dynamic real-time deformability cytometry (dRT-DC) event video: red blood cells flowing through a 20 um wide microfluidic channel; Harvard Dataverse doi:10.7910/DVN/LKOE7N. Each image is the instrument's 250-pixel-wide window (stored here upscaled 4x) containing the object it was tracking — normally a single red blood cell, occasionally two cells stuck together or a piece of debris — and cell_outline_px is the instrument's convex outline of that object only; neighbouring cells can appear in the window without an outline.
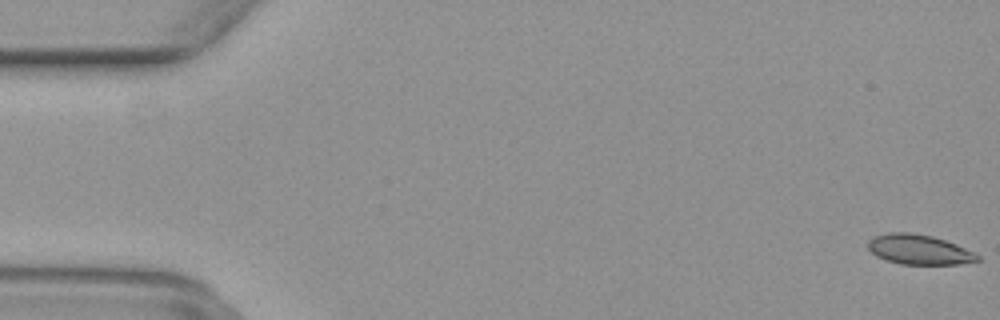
{"species": "common noctule bat (a hibernating species)", "species_latin": "Nyctalus noctula", "temperature_condition": "warm", "stored_images_in_passage": 52, "segment_of_instrument_passage": [1, 2], "camera_frame_rate_fps": 3000, "um_per_image_px": 0.085, "animal": {"sex": "female", "body_mass_g": 29.2, "forearm_length_mm": 56.3}, "frame": {"image": 1, "passage_image": 1, "time_ms": 0.0, "image_size_px": [1000, 320], "cell_outline_px": [[980, 260], [960, 264], [900, 264], [876, 256], [868, 248], [868, 240], [872, 236], [888, 232], [908, 232], [932, 236], [956, 244], [976, 252], [980, 256]], "centroid_in_image_um": [78.12, 21.2], "position_along_channel_um": 6.9, "area_um2": 19.13}}
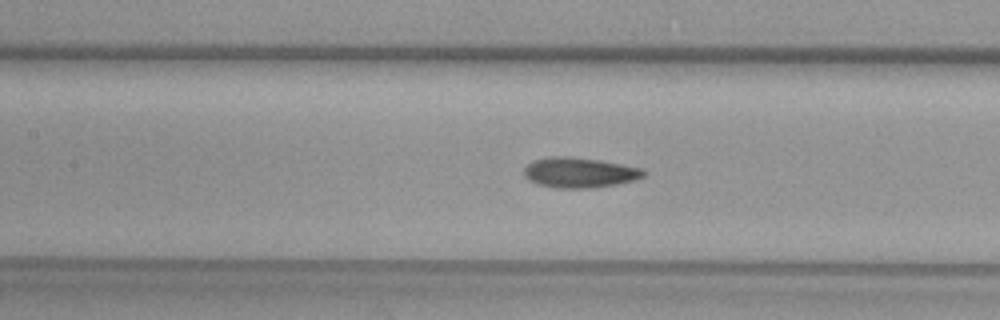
{"frame": {"image": 2, "passage_image": 23, "time_ms": 7.333, "image_size_px": [1000, 320], "cell_outline_px": [[644, 176], [632, 180], [616, 184], [592, 188], [556, 188], [536, 184], [528, 180], [524, 176], [524, 168], [528, 164], [536, 160], [552, 156], [568, 156], [600, 160], [644, 168]], "centroid_in_image_um": [49.23, 14.67], "position_along_channel_um": 158.2, "area_um2": 21.04}}
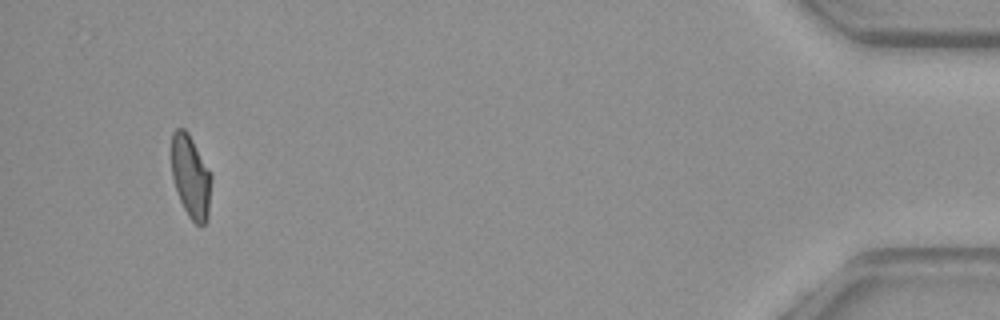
{"frame": {"image": 3, "passage_image": 48, "time_ms": 15.667, "image_size_px": [1000, 320], "cell_outline_px": [[212, 176], [208, 220], [204, 224], [196, 224], [188, 216], [180, 200], [172, 176], [172, 132], [176, 128], [184, 128], [188, 132]], "centroid_in_image_um": [16.22, 15.03], "position_along_channel_um": 419.0, "area_um2": 19.07}}